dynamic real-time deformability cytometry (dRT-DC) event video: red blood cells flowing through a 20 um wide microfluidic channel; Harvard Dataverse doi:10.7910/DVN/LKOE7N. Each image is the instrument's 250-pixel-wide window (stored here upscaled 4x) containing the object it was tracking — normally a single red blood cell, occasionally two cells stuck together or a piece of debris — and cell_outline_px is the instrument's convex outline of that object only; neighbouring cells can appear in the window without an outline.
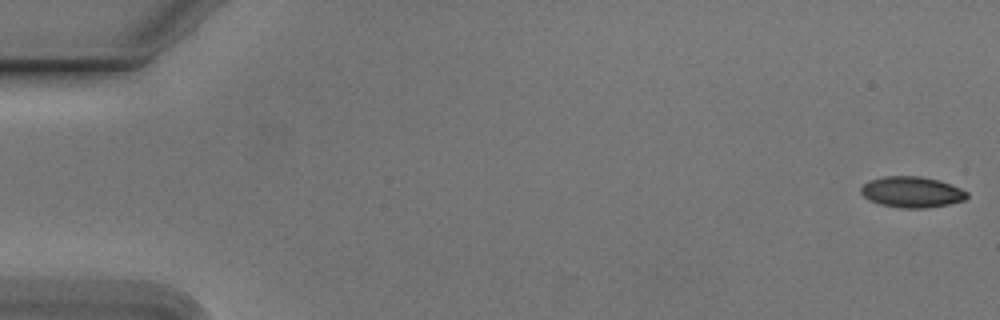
{"species": "Egyptian fruit bat (a non-hibernating species)", "species_latin": "Rousettus aegyptiacus", "temperature_condition": "cold", "stored_images_in_passage": 13, "camera_frame_rate_fps": 3000, "um_per_image_px": 0.085, "animal": {"sex": "male"}, "frame": {"image": 1, "passage_image": 1, "time_ms": 0.0, "image_size_px": [1000, 320], "cell_outline_px": [[968, 196], [964, 200], [948, 204], [928, 208], [900, 208], [880, 204], [868, 200], [860, 192], [860, 188], [868, 180], [884, 176], [920, 176], [940, 180], [960, 188], [968, 192]], "centroid_in_image_um": [77.49, 16.32], "position_along_channel_um": 7.5, "area_um2": 19.25}}